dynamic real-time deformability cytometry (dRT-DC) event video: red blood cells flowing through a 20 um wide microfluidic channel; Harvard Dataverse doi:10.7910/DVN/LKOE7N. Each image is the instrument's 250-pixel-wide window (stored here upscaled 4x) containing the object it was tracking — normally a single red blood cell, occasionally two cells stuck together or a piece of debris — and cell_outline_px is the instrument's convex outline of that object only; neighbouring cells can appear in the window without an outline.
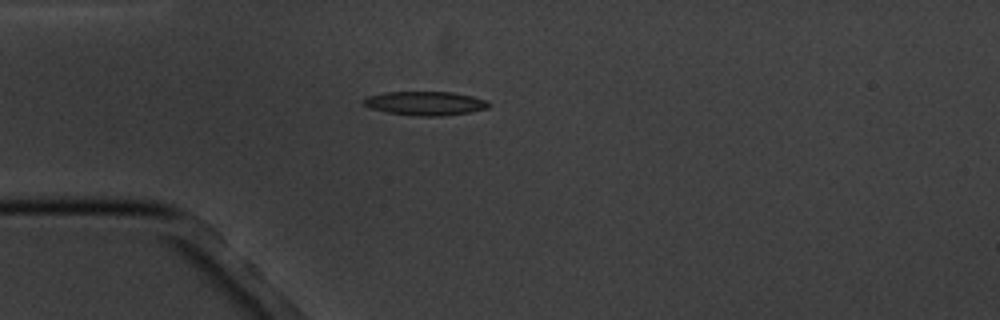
{"species": "common noctule bat (a hibernating species)", "species_latin": "Nyctalus noctula", "temperature_condition": "cold", "stored_images_in_passage": 17, "camera_frame_rate_fps": 3000, "um_per_image_px": 0.085, "animal": {"sex": "male", "body_mass_g": 20.1, "forearm_length_mm": 53.5}, "frame": {"image": 1, "passage_image": 5, "time_ms": 4.667, "image_size_px": [1000, 320], "cell_outline_px": [[492, 104], [488, 108], [468, 112], [440, 116], [416, 116], [388, 112], [372, 108], [364, 104], [360, 100], [368, 96], [384, 92], [452, 92], [472, 96], [484, 100]], "centroid_in_image_um": [36.14, 8.77], "position_along_channel_um": 48.9, "area_um2": 17.28}}
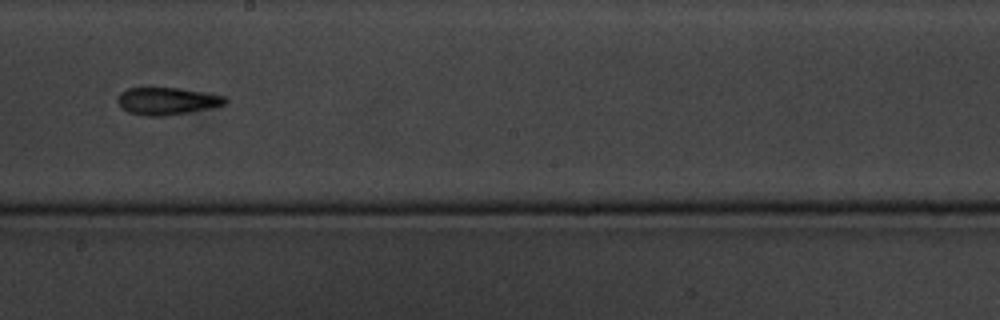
{"frame": {"image": 2, "passage_image": 10, "time_ms": 10.333, "image_size_px": [1000, 320], "cell_outline_px": [[228, 100], [224, 104], [208, 108], [188, 112], [164, 116], [144, 116], [128, 112], [120, 108], [116, 100], [120, 92], [128, 88], [180, 88], [224, 96]], "centroid_in_image_um": [14.12, 8.59], "position_along_channel_um": 234.1, "area_um2": 17.05}}
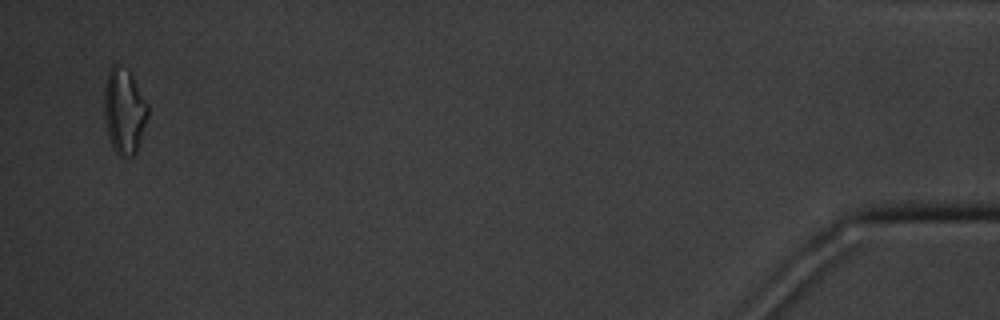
{"frame": {"image": 3, "passage_image": 17, "time_ms": 18.333, "image_size_px": [1000, 320], "cell_outline_px": [[148, 116], [136, 152], [132, 156], [120, 156], [112, 148], [108, 136], [104, 116], [104, 84], [108, 72], [112, 64], [116, 64], [128, 72], [132, 76], [148, 104]], "centroid_in_image_um": [10.54, 9.45], "position_along_channel_um": 424.7, "area_um2": 21.62}, "authors_computed_cell_mechanics": {"area_um2": 16.5308, "velocity_mm_per_s": 3.4433, "shape_relaxation_time_tau1_ms": 4.5346, "shape_relaxation_time_tau2_ms": null, "deformation_change_tau1": 0.1748, "deformation_change_tau2": null}}